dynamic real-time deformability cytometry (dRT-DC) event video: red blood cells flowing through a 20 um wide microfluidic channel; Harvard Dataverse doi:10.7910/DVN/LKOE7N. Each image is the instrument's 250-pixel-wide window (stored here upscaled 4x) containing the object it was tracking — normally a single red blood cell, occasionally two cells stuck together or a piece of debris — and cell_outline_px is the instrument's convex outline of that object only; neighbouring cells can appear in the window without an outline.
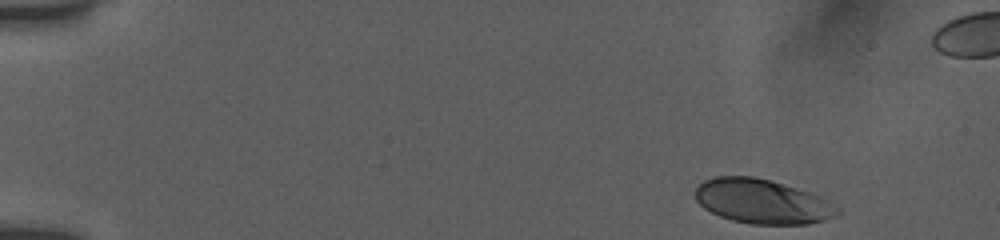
{"species": "human", "species_latin": "Homo sapiens", "temperature_condition": "room temperature", "stored_images_in_passage": 47, "camera_frame_rate_fps": 3000, "um_per_image_px": 0.085, "donor": {"sex": "female"}, "frame": {"image": 1, "passage_image": 1, "time_ms": 0.0, "image_size_px": [1000, 240], "cell_outline_px": [[840, 212], [836, 216], [824, 220], [808, 224], [752, 224], [732, 220], [720, 216], [704, 208], [696, 200], [696, 188], [704, 180], [712, 176], [752, 176], [772, 180], [812, 192], [820, 196], [840, 208]], "centroid_in_image_um": [64.81, 17.11], "position_along_channel_um": 20.2, "area_um2": 36.99}}
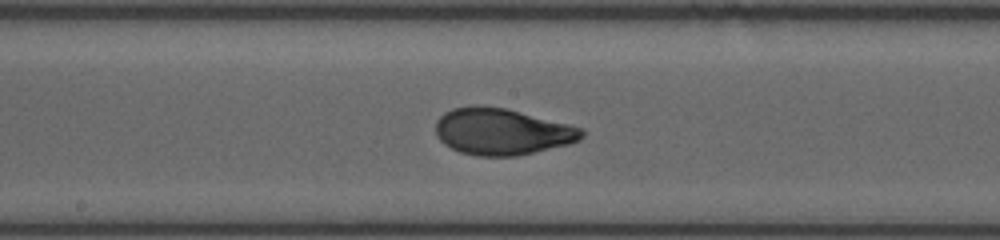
{"frame": {"image": 2, "passage_image": 25, "time_ms": 8.0, "image_size_px": [1000, 240], "cell_outline_px": [[584, 136], [580, 140], [568, 144], [516, 156], [476, 156], [460, 152], [444, 144], [436, 136], [436, 120], [444, 112], [452, 108], [476, 104], [484, 104], [508, 108], [584, 128]], "centroid_in_image_um": [42.65, 11.16], "position_along_channel_um": 205.6, "area_um2": 40.11}}
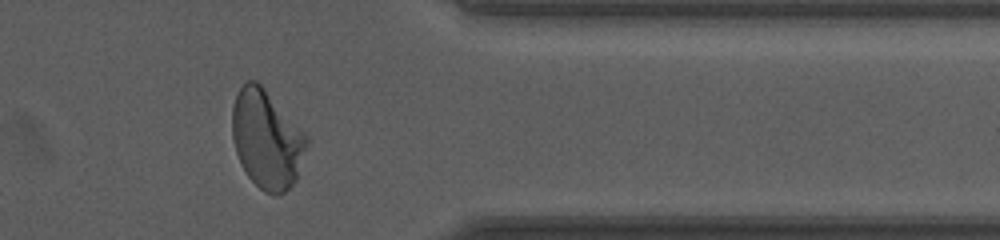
{"frame": {"image": 3, "passage_image": 40, "time_ms": 13.0, "image_size_px": [1000, 240], "cell_outline_px": [[308, 144], [296, 180], [284, 192], [276, 196], [264, 192], [248, 176], [240, 164], [236, 152], [232, 136], [232, 108], [236, 92], [248, 80], [256, 80], [264, 88], [308, 136]], "centroid_in_image_um": [22.66, 11.85], "position_along_channel_um": 388.7, "area_um2": 42.6}}